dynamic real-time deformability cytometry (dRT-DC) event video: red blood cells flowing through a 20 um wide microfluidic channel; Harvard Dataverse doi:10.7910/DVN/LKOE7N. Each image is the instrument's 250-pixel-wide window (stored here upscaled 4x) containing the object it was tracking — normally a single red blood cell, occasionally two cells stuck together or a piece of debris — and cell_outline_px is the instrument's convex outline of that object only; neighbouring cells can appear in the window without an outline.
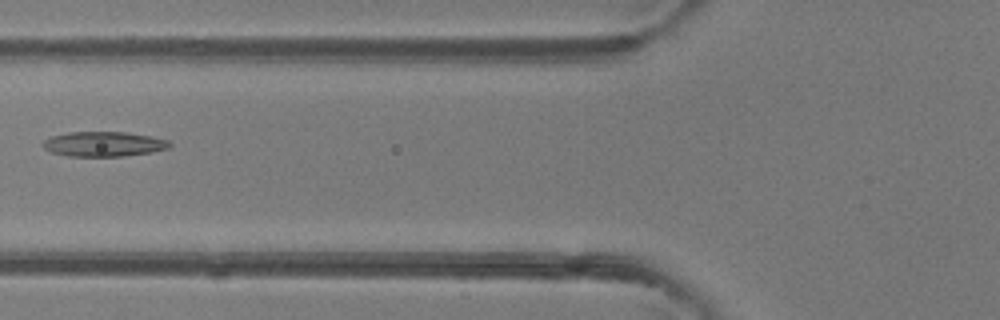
{"species": "common noctule bat (a hibernating species)", "species_latin": "Nyctalus noctula", "temperature_condition": "room temperature", "stored_images_in_passage": 4, "camera_frame_rate_fps": 3000, "um_per_image_px": 0.085, "animal": {"sex": "female"}, "frame": {"image": 1, "passage_image": 4, "time_ms": 3.333, "image_size_px": [1000, 320], "cell_outline_px": [[172, 144], [168, 148], [152, 152], [124, 156], [68, 156], [52, 152], [44, 148], [40, 144], [44, 140], [52, 136], [68, 132], [128, 132], [152, 136], [168, 140]], "centroid_in_image_um": [8.82, 12.24], "position_along_channel_um": 117.0, "area_um2": 18.44}}